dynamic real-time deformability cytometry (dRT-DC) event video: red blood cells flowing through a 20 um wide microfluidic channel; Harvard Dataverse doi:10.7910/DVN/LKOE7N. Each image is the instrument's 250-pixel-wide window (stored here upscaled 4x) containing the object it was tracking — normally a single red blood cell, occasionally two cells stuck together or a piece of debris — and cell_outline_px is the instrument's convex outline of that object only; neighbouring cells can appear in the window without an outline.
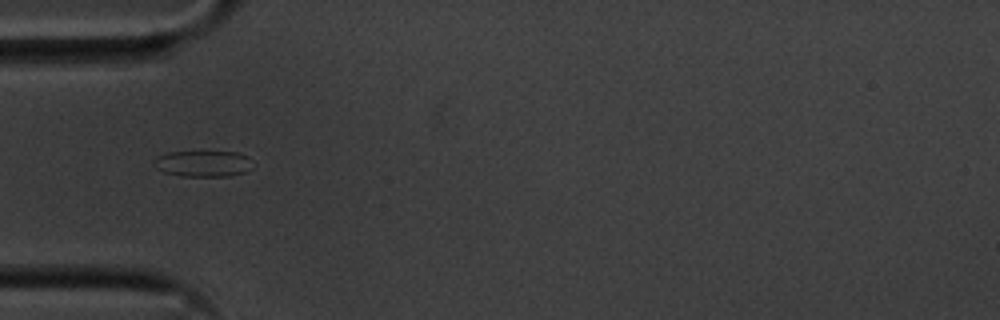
{"species": "common noctule bat (a hibernating species)", "species_latin": "Nyctalus noctula", "temperature_condition": "cold", "stored_images_in_passage": 39, "camera_frame_rate_fps": 3000, "um_per_image_px": 0.085, "animal": {"sex": "male", "body_mass_g": 20.1, "forearm_length_mm": 53.5}, "frame": {"image": 1, "passage_image": 1, "time_ms": 0.0, "image_size_px": [1000, 320], "cell_outline_px": [[256, 164], [252, 168], [244, 172], [228, 176], [180, 176], [164, 172], [156, 168], [152, 164], [152, 160], [156, 156], [168, 152], [236, 152], [248, 156]], "centroid_in_image_um": [17.27, 13.9], "position_along_channel_um": 67.7, "area_um2": 15.32}}
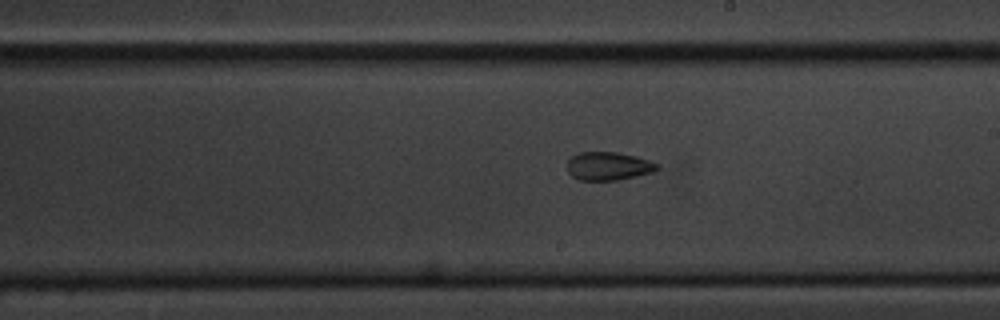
{"frame": {"image": 2, "passage_image": 15, "time_ms": 4.667, "image_size_px": [1000, 320], "cell_outline_px": [[660, 168], [652, 172], [636, 176], [616, 180], [580, 180], [572, 176], [568, 172], [568, 160], [572, 156], [580, 152], [616, 152], [636, 156], [648, 160], [656, 164]], "centroid_in_image_um": [51.7, 14.12], "position_along_channel_um": 237.3, "area_um2": 14.68}}
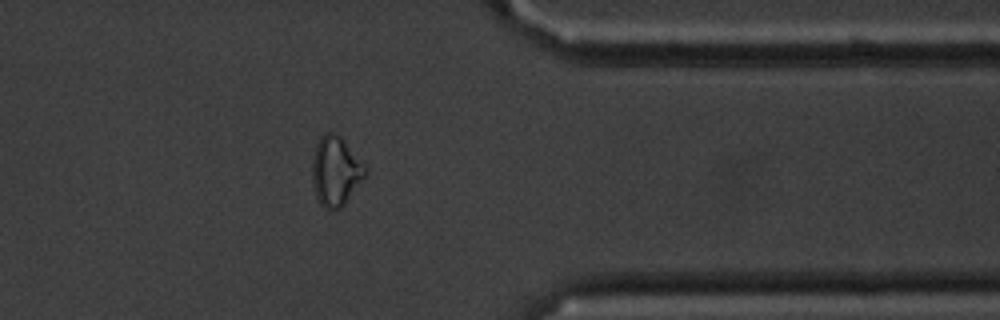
{"frame": {"image": 3, "passage_image": 28, "time_ms": 9.0, "image_size_px": [1000, 320], "cell_outline_px": [[368, 176], [344, 204], [340, 208], [328, 212], [320, 204], [316, 196], [312, 180], [312, 156], [316, 144], [320, 136], [328, 132], [336, 132], [340, 136], [368, 168]], "centroid_in_image_um": [28.55, 14.57], "position_along_channel_um": 382.9, "area_um2": 21.96}, "authors_computed_cell_mechanics": {"area_um2": 15.2014, "velocity_mm_per_s": 3.6285, "shape_relaxation_time_tau1_ms": null, "shape_relaxation_time_tau2_ms": 2.9593, "deformation_change_tau1": null, "deformation_change_tau2": 0.0813}}